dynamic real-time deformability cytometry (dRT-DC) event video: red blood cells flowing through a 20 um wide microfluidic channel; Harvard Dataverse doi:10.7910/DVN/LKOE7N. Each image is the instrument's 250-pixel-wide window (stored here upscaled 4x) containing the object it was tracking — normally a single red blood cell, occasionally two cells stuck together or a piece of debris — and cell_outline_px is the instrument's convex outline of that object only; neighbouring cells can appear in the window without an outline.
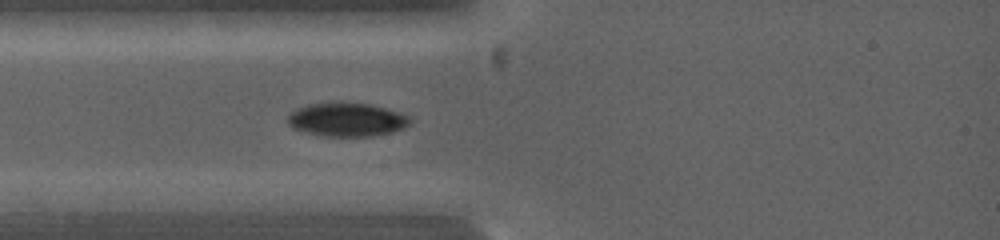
{"species": "common noctule bat (a hibernating species)", "species_latin": "Nyctalus noctula", "temperature_condition": "warm", "stored_images_in_passage": 31, "camera_frame_rate_fps": 5000, "um_per_image_px": 0.085, "animal": {"sex": "female", "body_mass_g": 19.0, "forearm_length_mm": 53.3}, "frame": {"image": 1, "passage_image": 6, "time_ms": 2.0, "image_size_px": [1000, 240], "cell_outline_px": [[412, 120], [404, 128], [392, 132], [372, 136], [324, 136], [292, 128], [288, 124], [288, 116], [296, 108], [308, 104], [328, 100], [340, 100], [372, 104], [400, 112], [408, 116]], "centroid_in_image_um": [29.47, 10.12], "position_along_channel_um": 55.5, "area_um2": 24.62}}
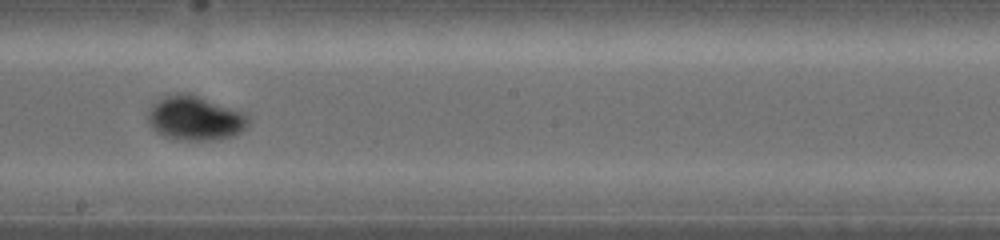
{"frame": {"image": 2, "passage_image": 15, "time_ms": 6.4, "image_size_px": [1000, 240], "cell_outline_px": [[248, 124], [240, 132], [232, 136], [216, 140], [176, 140], [164, 136], [156, 132], [148, 124], [148, 108], [156, 100], [164, 96], [176, 92], [184, 92], [244, 112], [248, 116]], "centroid_in_image_um": [16.52, 10.05], "position_along_channel_um": 231.7, "area_um2": 26.01}}
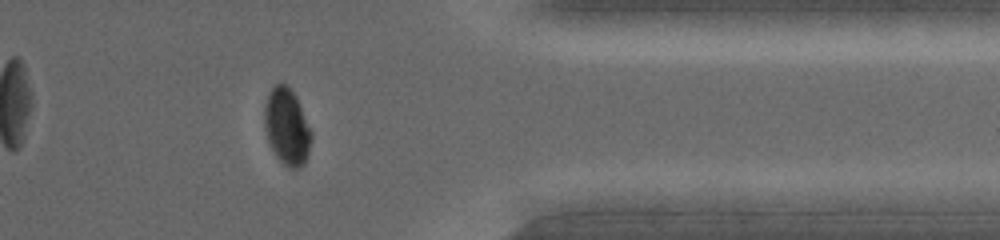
{"frame": {"image": 3, "passage_image": 24, "time_ms": 10.6, "image_size_px": [1000, 240], "cell_outline_px": [[312, 140], [308, 156], [304, 164], [300, 168], [288, 168], [276, 156], [268, 144], [264, 128], [264, 108], [268, 96], [272, 88], [276, 84], [288, 84], [312, 132]], "centroid_in_image_um": [24.37, 10.83], "position_along_channel_um": 387.0, "area_um2": 20.81}, "authors_computed_cell_mechanics": {"area_um2": 23.409, "velocity_mm_per_s": 3.9993, "shape_relaxation_time_tau1_ms": 1.9288, "shape_relaxation_time_tau2_ms": null, "deformation_change_tau1": 0.1521, "deformation_change_tau2": null}}